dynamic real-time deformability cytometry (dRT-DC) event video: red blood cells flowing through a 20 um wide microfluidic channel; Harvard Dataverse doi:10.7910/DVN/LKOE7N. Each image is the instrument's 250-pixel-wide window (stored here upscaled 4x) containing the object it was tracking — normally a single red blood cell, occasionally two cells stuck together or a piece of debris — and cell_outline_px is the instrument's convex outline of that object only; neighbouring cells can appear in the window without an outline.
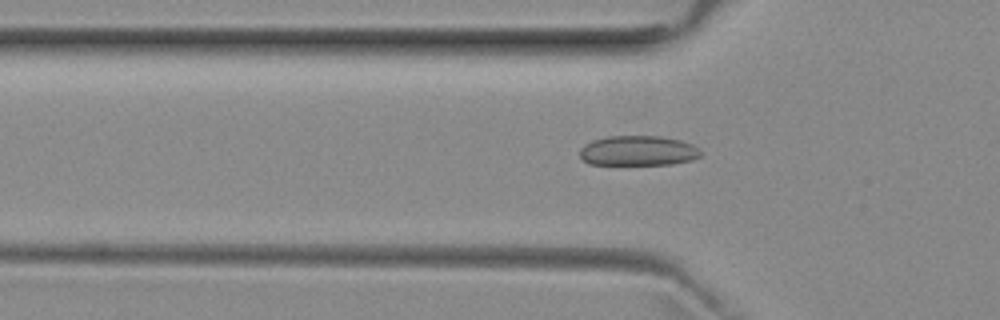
{"species": "common noctule bat (a hibernating species)", "species_latin": "Nyctalus noctula", "temperature_condition": "room temperature", "stored_images_in_passage": 38, "camera_frame_rate_fps": 3000, "um_per_image_px": 0.085, "animal": {"sex": "female", "body_mass_g": 29.2, "forearm_length_mm": 56.3}, "frame": {"image": 1, "passage_image": 3, "time_ms": 0.667, "image_size_px": [1000, 320], "cell_outline_px": [[700, 156], [692, 160], [672, 164], [588, 164], [580, 156], [580, 148], [584, 144], [592, 140], [608, 136], [660, 136], [680, 140], [692, 144], [700, 152]], "centroid_in_image_um": [54.21, 12.81], "position_along_channel_um": 71.6, "area_um2": 21.04}}
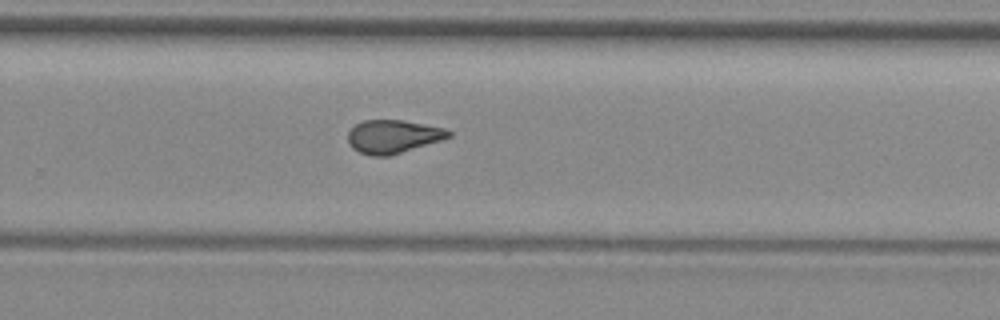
{"frame": {"image": 2, "passage_image": 20, "time_ms": 6.333, "image_size_px": [1000, 320], "cell_outline_px": [[452, 136], [444, 140], [388, 156], [372, 156], [360, 152], [352, 148], [348, 144], [348, 132], [356, 124], [364, 120], [400, 120], [444, 128], [452, 132]], "centroid_in_image_um": [33.42, 11.61], "position_along_channel_um": 296.4, "area_um2": 19.54}}
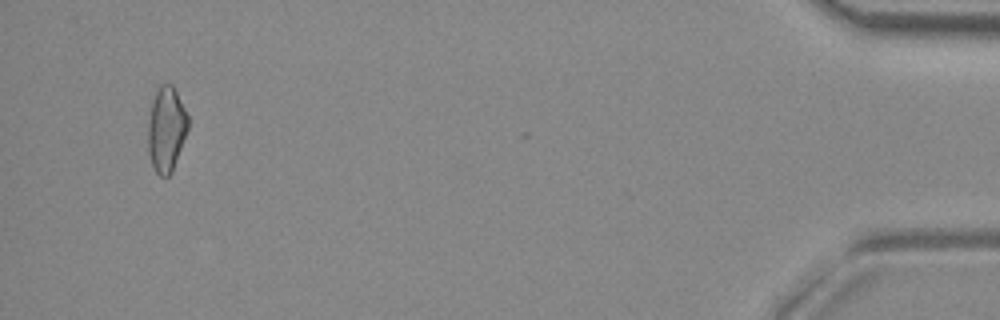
{"frame": {"image": 3, "passage_image": 36, "time_ms": 11.667, "image_size_px": [1000, 320], "cell_outline_px": [[188, 128], [172, 172], [168, 176], [160, 176], [156, 172], [152, 164], [148, 152], [148, 124], [152, 100], [160, 84], [172, 84], [188, 116]], "centroid_in_image_um": [14.12, 10.99], "position_along_channel_um": 421.1, "area_um2": 19.59}}